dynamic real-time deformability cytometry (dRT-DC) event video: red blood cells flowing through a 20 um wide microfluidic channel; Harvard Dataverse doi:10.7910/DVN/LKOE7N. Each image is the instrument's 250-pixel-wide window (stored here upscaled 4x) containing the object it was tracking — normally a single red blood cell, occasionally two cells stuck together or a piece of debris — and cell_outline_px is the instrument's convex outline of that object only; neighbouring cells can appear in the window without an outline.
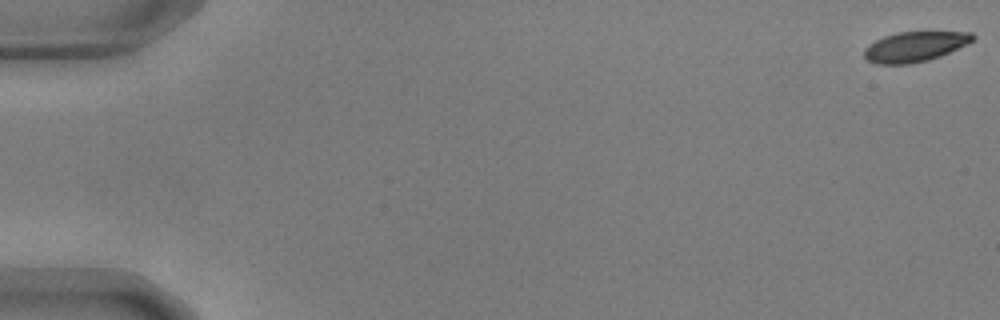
{"species": "common noctule bat (a hibernating species)", "species_latin": "Nyctalus noctula", "temperature_condition": "warm", "stored_images_in_passage": 57, "camera_frame_rate_fps": 3000, "um_per_image_px": 0.085, "animal": {"sex": "male", "body_mass_g": 17.9, "forearm_length_mm": 54.2}, "frame": {"image": 1, "passage_image": 1, "time_ms": 0.0, "image_size_px": [1000, 320], "cell_outline_px": [[976, 36], [972, 40], [940, 56], [928, 60], [908, 64], [876, 64], [868, 60], [864, 56], [864, 48], [868, 44], [884, 36], [896, 32], [924, 28], [972, 32]], "centroid_in_image_um": [77.78, 3.89], "position_along_channel_um": 7.2, "area_um2": 19.88}}
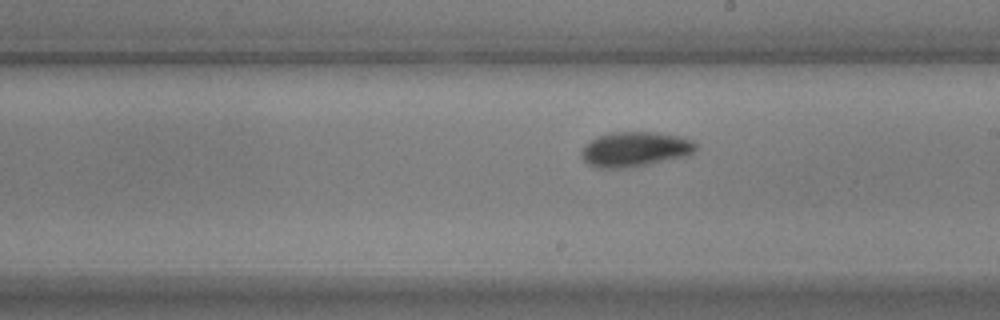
{"frame": {"image": 2, "passage_image": 33, "time_ms": 10.667, "image_size_px": [1000, 320], "cell_outline_px": [[696, 152], [688, 156], [648, 164], [624, 168], [596, 168], [588, 164], [580, 156], [580, 152], [584, 144], [600, 136], [612, 132], [656, 132], [680, 136], [692, 140], [696, 144]], "centroid_in_image_um": [53.98, 12.69], "position_along_channel_um": 235.0, "area_um2": 23.41}}
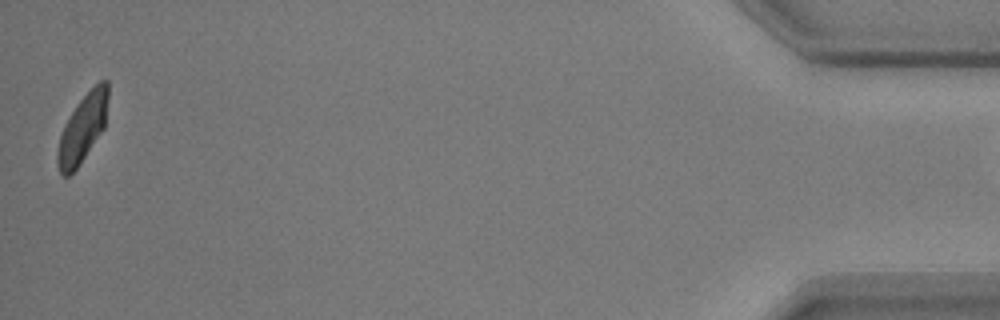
{"frame": {"image": 3, "passage_image": 56, "time_ms": 18.333, "image_size_px": [1000, 320], "cell_outline_px": [[108, 96], [104, 128], [80, 164], [68, 176], [64, 176], [60, 172], [56, 164], [56, 156], [60, 136], [64, 124], [80, 100], [100, 80], [108, 80]], "centroid_in_image_um": [7.01, 10.92], "position_along_channel_um": 428.2, "area_um2": 19.71}}